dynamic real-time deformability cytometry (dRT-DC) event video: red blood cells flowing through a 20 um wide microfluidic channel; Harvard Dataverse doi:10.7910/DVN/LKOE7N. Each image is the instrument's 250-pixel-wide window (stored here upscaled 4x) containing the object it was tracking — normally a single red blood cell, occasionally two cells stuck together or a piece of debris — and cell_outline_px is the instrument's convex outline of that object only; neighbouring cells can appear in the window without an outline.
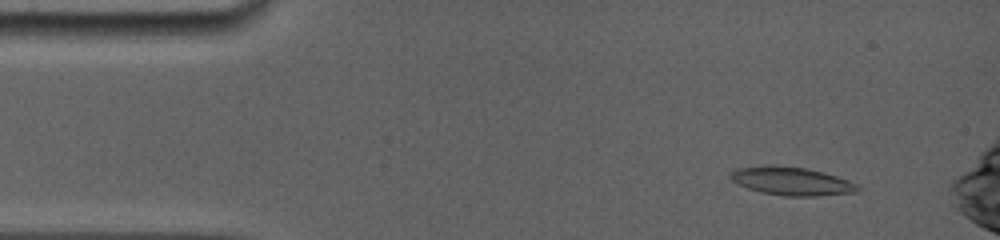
{"species": "common noctule bat (a hibernating species)", "species_latin": "Nyctalus noctula", "temperature_condition": "room temperature", "stored_images_in_passage": 5, "camera_frame_rate_fps": 5000, "um_per_image_px": 0.085, "animal": {"sex": "female", "body_mass_g": 19.0, "forearm_length_mm": 56.7}, "frame": {"image": 1, "passage_image": 2, "time_ms": 1.0, "image_size_px": [1000, 240], "cell_outline_px": [[860, 188], [856, 192], [816, 196], [784, 196], [760, 192], [736, 184], [728, 176], [728, 172], [736, 168], [772, 164], [808, 168], [824, 172], [848, 180], [856, 184]], "centroid_in_image_um": [67.22, 15.38], "position_along_channel_um": 17.8, "area_um2": 21.27}}
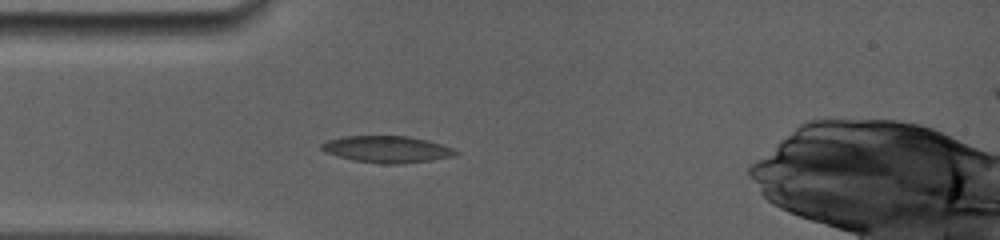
{"frame": {"image": 2, "passage_image": 5, "time_ms": 3.8, "image_size_px": [1000, 240], "cell_outline_px": [[460, 152], [456, 156], [432, 160], [400, 164], [384, 164], [352, 160], [324, 152], [320, 148], [320, 144], [328, 140], [344, 136], [408, 136], [428, 140], [452, 148]], "centroid_in_image_um": [32.9, 12.69], "position_along_channel_um": 52.1, "area_um2": 20.98}}